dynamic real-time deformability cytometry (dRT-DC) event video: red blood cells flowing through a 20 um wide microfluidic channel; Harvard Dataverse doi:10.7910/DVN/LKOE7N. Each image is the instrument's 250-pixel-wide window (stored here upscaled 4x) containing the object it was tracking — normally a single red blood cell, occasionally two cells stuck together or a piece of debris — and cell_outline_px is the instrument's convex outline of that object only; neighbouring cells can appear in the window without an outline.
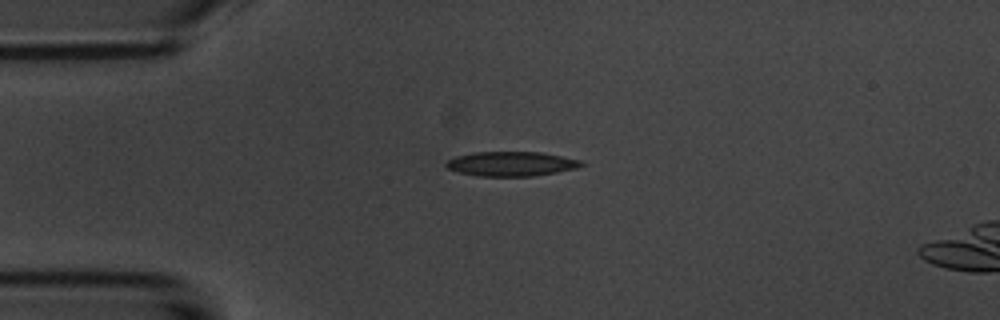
{"species": "common noctule bat (a hibernating species)", "species_latin": "Nyctalus noctula", "temperature_condition": "room temperature", "stored_images_in_passage": 7, "camera_frame_rate_fps": 3000, "um_per_image_px": 0.085, "animal": {"sex": "male", "body_mass_g": 20.1, "forearm_length_mm": 53.5}, "frame": {"image": 1, "passage_image": 1, "time_ms": 0.0, "image_size_px": [1000, 320], "cell_outline_px": [[584, 164], [576, 168], [556, 172], [532, 176], [476, 176], [460, 172], [448, 168], [444, 164], [448, 160], [456, 156], [472, 152], [540, 152], [580, 160]], "centroid_in_image_um": [43.42, 13.92], "position_along_channel_um": 41.6, "area_um2": 19.13}}
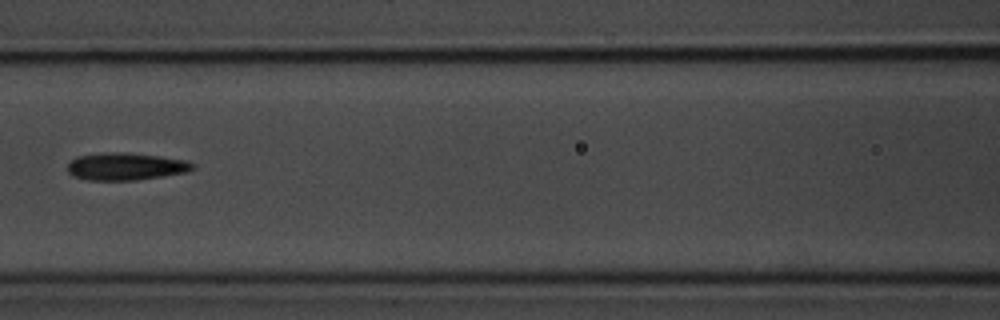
{"frame": {"image": 2, "passage_image": 4, "time_ms": 3.667, "image_size_px": [1000, 320], "cell_outline_px": [[196, 168], [188, 172], [136, 180], [88, 180], [72, 176], [68, 172], [68, 164], [76, 156], [104, 152], [128, 152], [160, 156], [188, 160], [196, 164]], "centroid_in_image_um": [10.72, 14.14], "position_along_channel_um": 155.9, "area_um2": 20.29}}
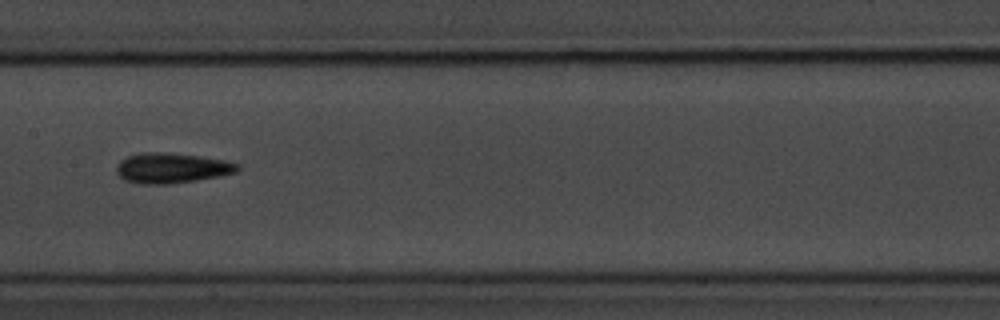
{"frame": {"image": 3, "passage_image": 5, "time_ms": 4.667, "image_size_px": [1000, 320], "cell_outline_px": [[240, 168], [236, 172], [220, 176], [196, 180], [168, 184], [140, 184], [124, 180], [116, 172], [116, 164], [120, 160], [128, 156], [140, 152], [164, 152], [200, 156], [224, 160], [240, 164]], "centroid_in_image_um": [14.57, 14.28], "position_along_channel_um": 192.8, "area_um2": 21.44}}